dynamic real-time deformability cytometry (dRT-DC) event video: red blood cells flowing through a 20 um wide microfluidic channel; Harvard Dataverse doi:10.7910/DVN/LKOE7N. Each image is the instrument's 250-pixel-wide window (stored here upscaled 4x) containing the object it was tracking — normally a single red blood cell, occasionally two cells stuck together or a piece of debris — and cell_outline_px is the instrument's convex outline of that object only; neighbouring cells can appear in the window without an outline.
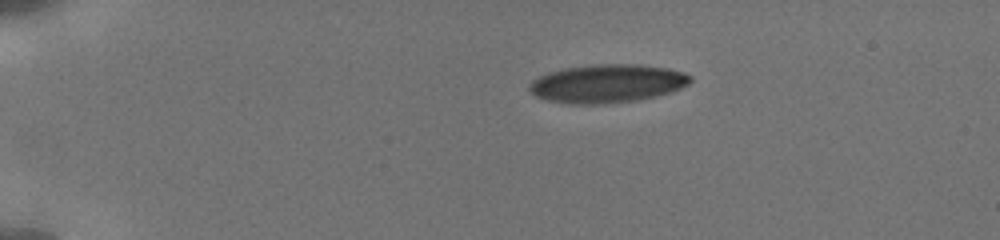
{"species": "human", "species_latin": "Homo sapiens", "temperature_condition": "cold", "stored_images_in_passage": 18, "camera_frame_rate_fps": 3000, "um_per_image_px": 0.085, "donor": {"sex": "male"}, "frame": {"image": 1, "passage_image": 1, "time_ms": 0.0, "image_size_px": [1000, 240], "cell_outline_px": [[692, 80], [688, 84], [672, 92], [656, 96], [636, 100], [600, 104], [568, 104], [548, 100], [536, 96], [528, 88], [528, 84], [532, 80], [548, 72], [564, 68], [596, 64], [636, 64], [668, 68], [684, 72], [692, 76]], "centroid_in_image_um": [51.62, 7.1], "position_along_channel_um": 33.4, "area_um2": 36.07}}
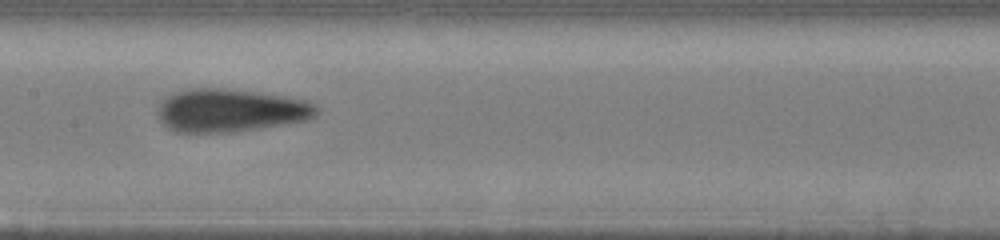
{"frame": {"image": 2, "passage_image": 11, "time_ms": 6.0, "image_size_px": [1000, 240], "cell_outline_px": [[320, 112], [316, 116], [308, 120], [232, 132], [176, 132], [168, 128], [156, 116], [156, 112], [164, 96], [188, 88], [220, 88], [284, 96], [308, 100], [316, 104], [320, 108]], "centroid_in_image_um": [19.58, 9.38], "position_along_channel_um": 187.8, "area_um2": 40.0}}
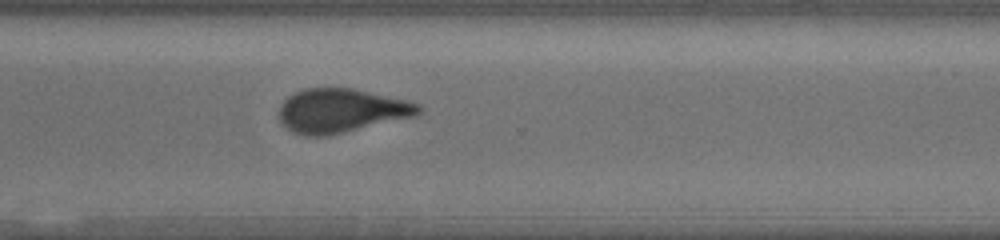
{"frame": {"image": 3, "passage_image": 18, "time_ms": 10.0, "image_size_px": [1000, 240], "cell_outline_px": [[420, 112], [416, 116], [328, 136], [304, 136], [292, 132], [280, 120], [280, 104], [288, 96], [304, 88], [352, 88], [408, 100], [420, 104]], "centroid_in_image_um": [29.01, 9.41], "position_along_channel_um": 341.6, "area_um2": 35.72}}